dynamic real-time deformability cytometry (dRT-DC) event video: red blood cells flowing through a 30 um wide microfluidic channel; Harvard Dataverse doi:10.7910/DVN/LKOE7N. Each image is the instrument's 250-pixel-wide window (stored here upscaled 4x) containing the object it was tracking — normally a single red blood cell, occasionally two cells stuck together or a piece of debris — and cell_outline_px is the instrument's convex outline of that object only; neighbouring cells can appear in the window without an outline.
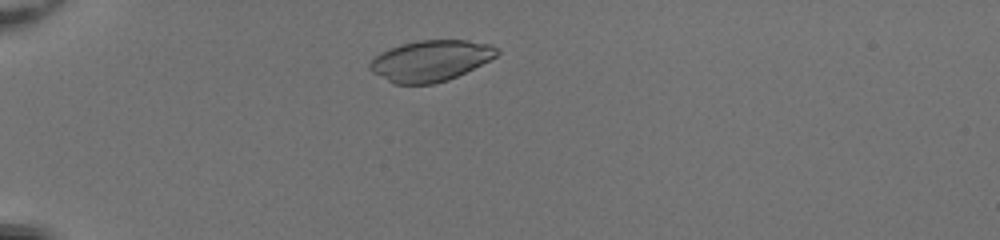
{"species": "common noctule bat (a hibernating species)", "species_latin": "Nyctalus noctula", "temperature_condition": "room temperature", "stored_images_in_passage": 42, "camera_frame_rate_fps": 3000, "um_per_image_px": 0.085, "animal": {"sex": "female", "body_mass_g": 20.0, "forearm_length_mm": 54.0}, "frame": {"image": 1, "passage_image": 6, "time_ms": 1.667, "image_size_px": [1000, 240], "cell_outline_px": [[500, 52], [496, 56], [448, 80], [432, 84], [396, 84], [372, 72], [368, 68], [368, 64], [380, 52], [400, 44], [420, 40], [468, 40], [492, 44], [500, 48]], "centroid_in_image_um": [36.6, 5.14], "position_along_channel_um": 48.4, "area_um2": 30.17}}
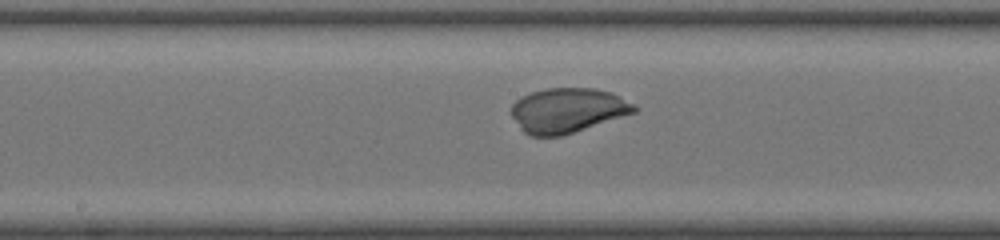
{"frame": {"image": 2, "passage_image": 20, "time_ms": 6.333, "image_size_px": [1000, 240], "cell_outline_px": [[640, 108], [636, 112], [560, 136], [528, 136], [520, 128], [512, 116], [512, 104], [520, 96], [544, 88], [592, 88], [612, 92], [636, 104]], "centroid_in_image_um": [48.25, 9.36], "position_along_channel_um": 199.9, "area_um2": 32.08}}
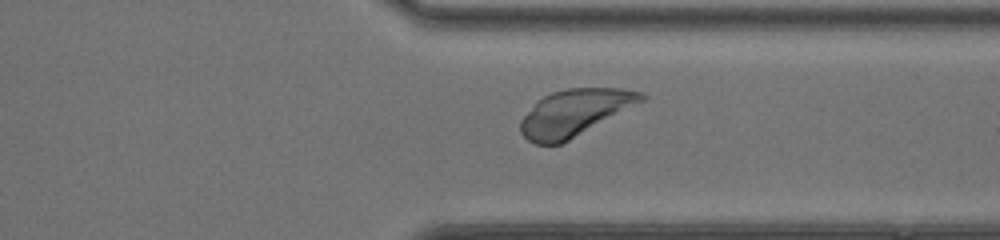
{"frame": {"image": 3, "passage_image": 32, "time_ms": 10.333, "image_size_px": [1000, 240], "cell_outline_px": [[648, 96], [644, 100], [568, 140], [560, 144], [536, 144], [528, 140], [520, 132], [520, 120], [544, 96], [552, 92], [568, 88], [620, 88], [644, 92]], "centroid_in_image_um": [48.85, 9.56], "position_along_channel_um": 362.5, "area_um2": 32.02}}